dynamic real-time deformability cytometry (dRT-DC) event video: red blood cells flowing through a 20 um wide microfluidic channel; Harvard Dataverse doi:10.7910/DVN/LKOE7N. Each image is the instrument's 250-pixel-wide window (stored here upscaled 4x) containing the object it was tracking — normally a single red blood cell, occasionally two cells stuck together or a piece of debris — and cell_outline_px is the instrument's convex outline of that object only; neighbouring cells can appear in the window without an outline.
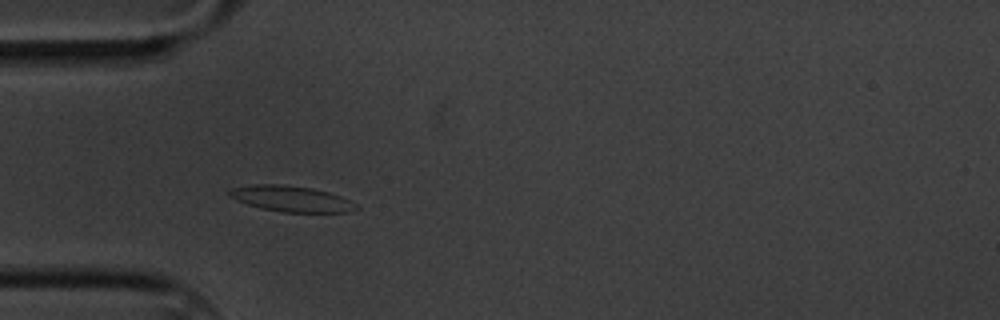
{"species": "common noctule bat (a hibernating species)", "species_latin": "Nyctalus noctula", "temperature_condition": "cold", "stored_images_in_passage": 50, "camera_frame_rate_fps": 3000, "um_per_image_px": 0.085, "animal": {"sex": "male", "body_mass_g": 20.1, "forearm_length_mm": 53.5}, "frame": {"image": 1, "passage_image": 8, "time_ms": 2.333, "image_size_px": [1000, 320], "cell_outline_px": [[360, 208], [348, 212], [284, 212], [260, 208], [236, 200], [228, 196], [228, 192], [232, 188], [252, 184], [280, 184], [312, 188], [328, 192], [340, 196], [356, 204]], "centroid_in_image_um": [24.74, 16.89], "position_along_channel_um": 60.3, "area_um2": 19.02}}
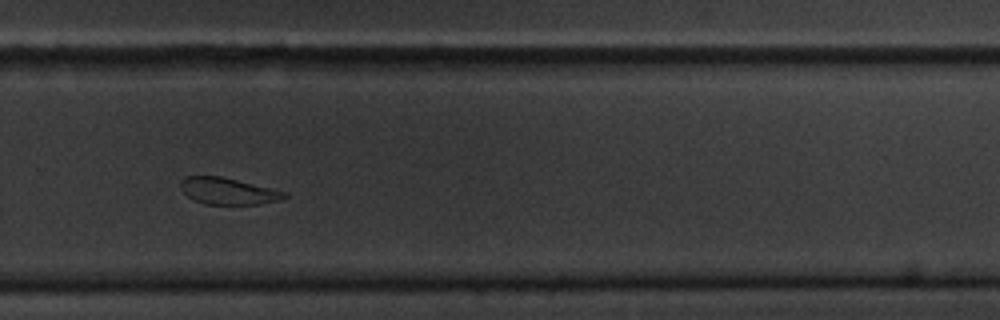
{"frame": {"image": 2, "passage_image": 31, "time_ms": 10.0, "image_size_px": [1000, 320], "cell_outline_px": [[288, 196], [280, 200], [260, 204], [204, 204], [188, 196], [184, 192], [180, 184], [188, 176], [220, 176], [288, 192]], "centroid_in_image_um": [19.44, 16.25], "position_along_channel_um": 310.4, "area_um2": 15.84}}
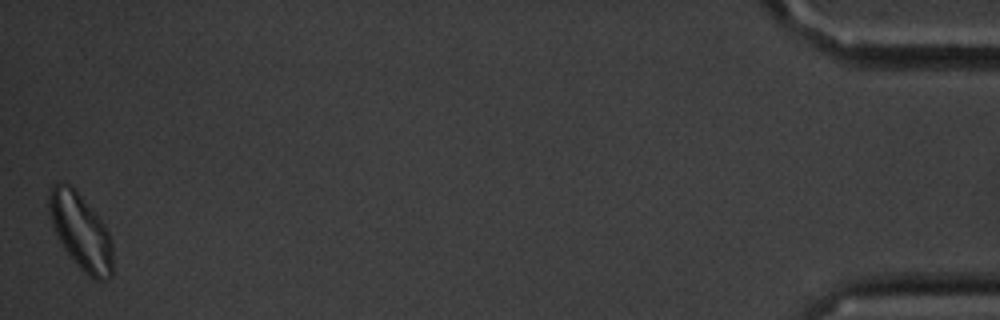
{"frame": {"image": 3, "passage_image": 50, "time_ms": 16.333, "image_size_px": [1000, 320], "cell_outline_px": [[112, 276], [108, 280], [96, 280], [88, 276], [76, 264], [64, 248], [56, 236], [52, 228], [48, 212], [48, 196], [52, 184], [60, 180], [68, 180], [104, 224], [108, 232], [112, 244]], "centroid_in_image_um": [6.82, 19.63], "position_along_channel_um": 428.4, "area_um2": 28.61}, "authors_computed_cell_mechanics": {"area_um2": 18.3804, "velocity_mm_per_s": 3.2985, "shape_relaxation_time_tau1_ms": 5.326, "shape_relaxation_time_tau2_ms": 3.9612, "deformation_change_tau1": 0.1134, "deformation_change_tau2": 0.0776}}